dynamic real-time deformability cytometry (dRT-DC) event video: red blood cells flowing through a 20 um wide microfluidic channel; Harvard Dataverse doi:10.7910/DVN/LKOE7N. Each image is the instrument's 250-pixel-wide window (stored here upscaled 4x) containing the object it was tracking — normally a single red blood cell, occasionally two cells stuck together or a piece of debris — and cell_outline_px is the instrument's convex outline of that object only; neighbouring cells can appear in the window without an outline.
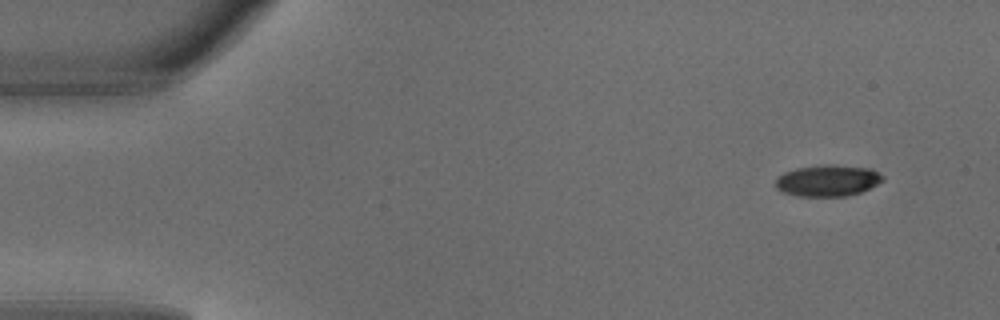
{"species": "common noctule bat (a hibernating species)", "species_latin": "Nyctalus noctula", "temperature_condition": "warm", "stored_images_in_passage": 3, "camera_frame_rate_fps": 3000, "um_per_image_px": 0.085, "animal": {"sex": "male", "body_mass_g": 18.8}, "frame": {"image": 1, "passage_image": 1, "time_ms": 0.0, "image_size_px": [1000, 320], "cell_outline_px": [[884, 180], [860, 192], [844, 196], [796, 196], [780, 192], [776, 188], [776, 176], [784, 172], [796, 168], [824, 164], [832, 164], [872, 168], [884, 176]], "centroid_in_image_um": [70.32, 15.34], "position_along_channel_um": 14.7, "area_um2": 19.83}}
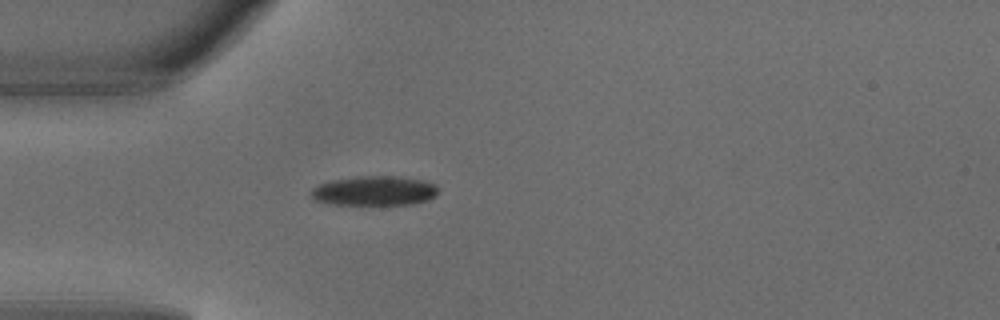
{"frame": {"image": 2, "passage_image": 3, "time_ms": 0.667, "image_size_px": [1000, 320], "cell_outline_px": [[440, 192], [436, 196], [428, 200], [412, 204], [336, 204], [316, 200], [312, 196], [312, 188], [320, 184], [332, 180], [356, 176], [396, 176], [424, 180], [436, 184]], "centroid_in_image_um": [31.91, 16.2], "position_along_channel_um": 53.1, "area_um2": 21.85}}